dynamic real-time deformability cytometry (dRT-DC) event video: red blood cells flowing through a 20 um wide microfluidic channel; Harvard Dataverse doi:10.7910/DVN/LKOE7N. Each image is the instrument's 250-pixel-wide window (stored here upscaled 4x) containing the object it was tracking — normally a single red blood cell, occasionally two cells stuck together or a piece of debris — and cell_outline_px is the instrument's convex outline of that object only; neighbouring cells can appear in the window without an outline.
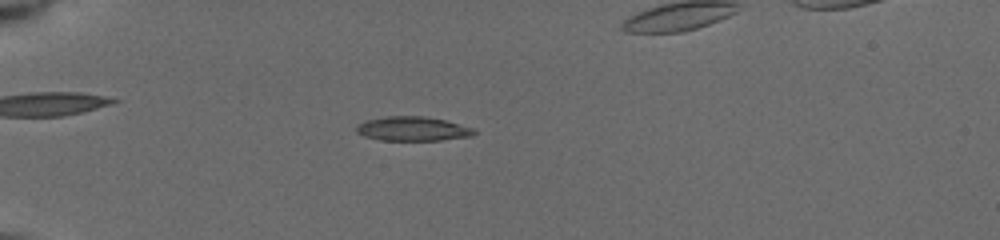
{"species": "common noctule bat (a hibernating species)", "species_latin": "Nyctalus noctula", "temperature_condition": "cold", "stored_images_in_passage": 108, "camera_frame_rate_fps": 3000, "um_per_image_px": 0.085, "animal": {"sex": "female", "body_mass_g": 19.5, "forearm_length_mm": 54.1}, "frame": {"image": 1, "passage_image": 37, "time_ms": 5.667, "image_size_px": [1000, 240], "cell_outline_px": [[476, 132], [472, 136], [440, 140], [380, 140], [364, 136], [356, 132], [356, 128], [360, 124], [368, 120], [384, 116], [424, 116], [444, 120], [472, 128]], "centroid_in_image_um": [35.06, 10.95], "position_along_channel_um": 49.9, "area_um2": 16.42}}
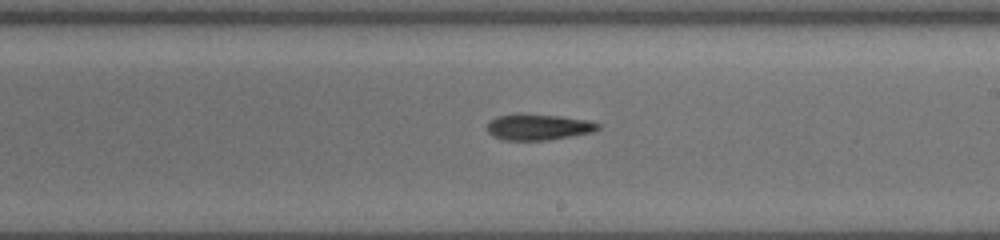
{"frame": {"image": 2, "passage_image": 75, "time_ms": 11.333, "image_size_px": [1000, 240], "cell_outline_px": [[600, 128], [592, 132], [548, 140], [504, 140], [492, 136], [488, 132], [488, 124], [496, 116], [520, 112], [560, 116], [588, 120], [600, 124]], "centroid_in_image_um": [45.74, 10.78], "position_along_channel_um": 243.3, "area_um2": 16.99}}
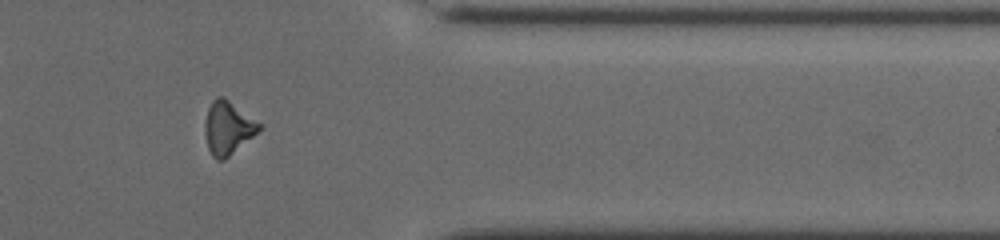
{"frame": {"image": 3, "passage_image": 101, "time_ms": 15.333, "image_size_px": [1000, 240], "cell_outline_px": [[260, 128], [252, 136], [224, 160], [216, 160], [212, 156], [208, 148], [204, 132], [204, 124], [208, 108], [212, 100], [216, 96], [224, 96], [260, 124]], "centroid_in_image_um": [19.3, 10.86], "position_along_channel_um": 392.1, "area_um2": 16.47}}